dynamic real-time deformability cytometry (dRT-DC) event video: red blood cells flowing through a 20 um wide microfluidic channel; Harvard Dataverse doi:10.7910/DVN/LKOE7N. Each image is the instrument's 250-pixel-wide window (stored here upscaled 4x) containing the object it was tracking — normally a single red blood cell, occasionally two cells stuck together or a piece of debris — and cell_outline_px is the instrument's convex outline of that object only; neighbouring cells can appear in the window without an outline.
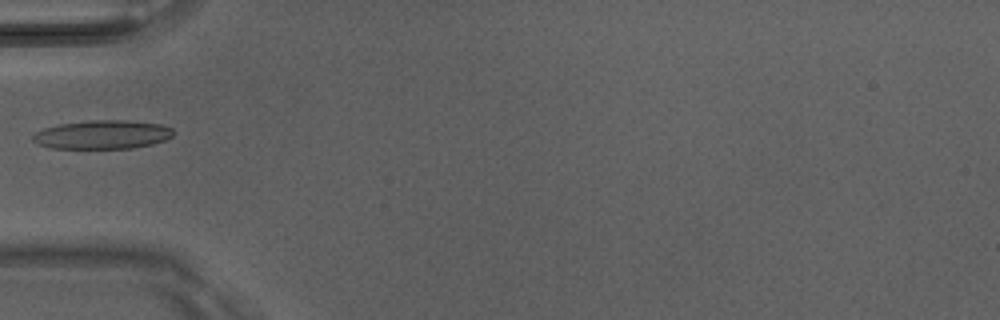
{"species": "Egyptian fruit bat (a non-hibernating species)", "species_latin": "Rousettus aegyptiacus", "temperature_condition": "room temperature", "stored_images_in_passage": 4, "camera_frame_rate_fps": 3000, "um_per_image_px": 0.085, "animal": {"sex": "male"}, "frame": {"image": 1, "passage_image": 3, "time_ms": 0.667, "image_size_px": [1000, 320], "cell_outline_px": [[172, 136], [164, 140], [152, 144], [132, 148], [52, 148], [40, 144], [32, 140], [32, 136], [36, 132], [44, 128], [60, 124], [88, 120], [124, 120], [160, 124], [172, 128]], "centroid_in_image_um": [8.7, 11.44], "position_along_channel_um": 76.3, "area_um2": 23.29}}